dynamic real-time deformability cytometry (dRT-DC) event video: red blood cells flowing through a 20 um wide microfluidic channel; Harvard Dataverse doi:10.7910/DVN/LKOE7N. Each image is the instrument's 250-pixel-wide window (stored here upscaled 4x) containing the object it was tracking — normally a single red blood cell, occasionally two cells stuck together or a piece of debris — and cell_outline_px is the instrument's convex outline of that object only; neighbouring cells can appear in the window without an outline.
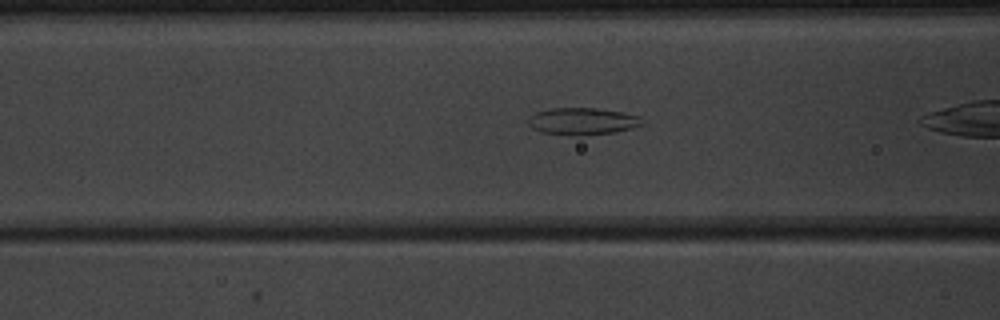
{"species": "common noctule bat (a hibernating species)", "species_latin": "Nyctalus noctula", "temperature_condition": "warm", "stored_images_in_passage": 24, "camera_frame_rate_fps": 3000, "um_per_image_px": 0.085, "animal": {"sex": "male", "body_mass_g": 20.1, "forearm_length_mm": 53.5}, "frame": {"image": 1, "passage_image": 4, "time_ms": 1.0, "image_size_px": [1000, 320], "cell_outline_px": [[644, 124], [632, 128], [616, 132], [580, 136], [576, 136], [540, 132], [532, 128], [528, 124], [528, 116], [536, 112], [552, 108], [600, 108], [640, 116]], "centroid_in_image_um": [49.49, 10.31], "position_along_channel_um": 117.1, "area_um2": 18.15}}